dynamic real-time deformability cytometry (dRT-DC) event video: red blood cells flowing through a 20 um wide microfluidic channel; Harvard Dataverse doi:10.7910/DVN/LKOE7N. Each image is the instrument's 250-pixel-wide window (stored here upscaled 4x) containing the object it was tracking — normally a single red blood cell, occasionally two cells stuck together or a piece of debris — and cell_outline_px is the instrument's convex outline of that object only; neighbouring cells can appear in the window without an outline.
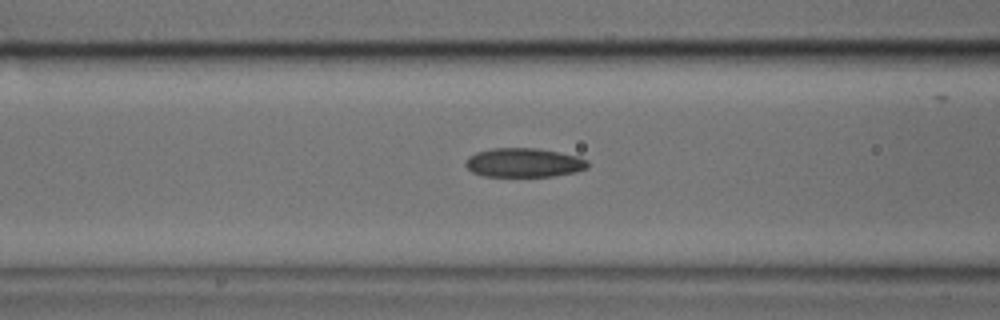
{"species": "common noctule bat (a hibernating species)", "species_latin": "Nyctalus noctula", "temperature_condition": "cold", "stored_images_in_passage": 33, "camera_frame_rate_fps": 3000, "um_per_image_px": 0.085, "animal": {"sex": "male", "body_mass_g": 17.9, "forearm_length_mm": 54.2}, "frame": {"image": 1, "passage_image": 3, "time_ms": 0.667, "image_size_px": [1000, 320], "cell_outline_px": [[588, 168], [576, 172], [552, 176], [484, 176], [472, 172], [464, 164], [468, 156], [476, 152], [492, 148], [536, 148], [560, 152], [580, 156], [588, 160]], "centroid_in_image_um": [44.55, 13.82], "position_along_channel_um": 122.1, "area_um2": 20.87}}
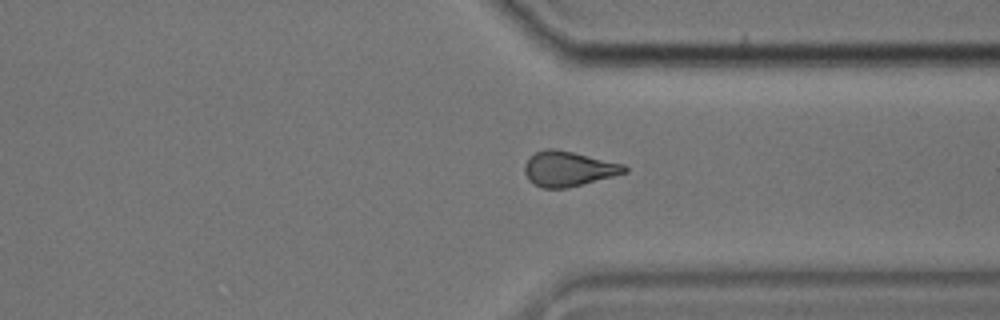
{"frame": {"image": 2, "passage_image": 21, "time_ms": 6.667, "image_size_px": [1000, 320], "cell_outline_px": [[628, 172], [564, 188], [540, 188], [532, 184], [528, 180], [524, 172], [524, 164], [536, 152], [548, 148], [556, 148], [624, 164], [628, 168]], "centroid_in_image_um": [48.28, 14.34], "position_along_channel_um": 363.1, "area_um2": 20.23}}
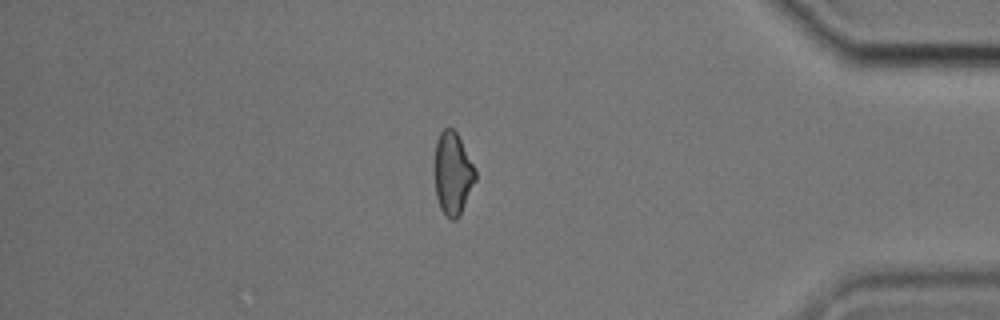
{"frame": {"image": 3, "passage_image": 26, "time_ms": 8.333, "image_size_px": [1000, 320], "cell_outline_px": [[476, 180], [460, 216], [456, 220], [452, 220], [444, 216], [440, 208], [436, 196], [436, 140], [440, 132], [444, 128], [452, 128], [456, 132], [476, 168]], "centroid_in_image_um": [38.51, 14.79], "position_along_channel_um": 396.7, "area_um2": 19.59}}